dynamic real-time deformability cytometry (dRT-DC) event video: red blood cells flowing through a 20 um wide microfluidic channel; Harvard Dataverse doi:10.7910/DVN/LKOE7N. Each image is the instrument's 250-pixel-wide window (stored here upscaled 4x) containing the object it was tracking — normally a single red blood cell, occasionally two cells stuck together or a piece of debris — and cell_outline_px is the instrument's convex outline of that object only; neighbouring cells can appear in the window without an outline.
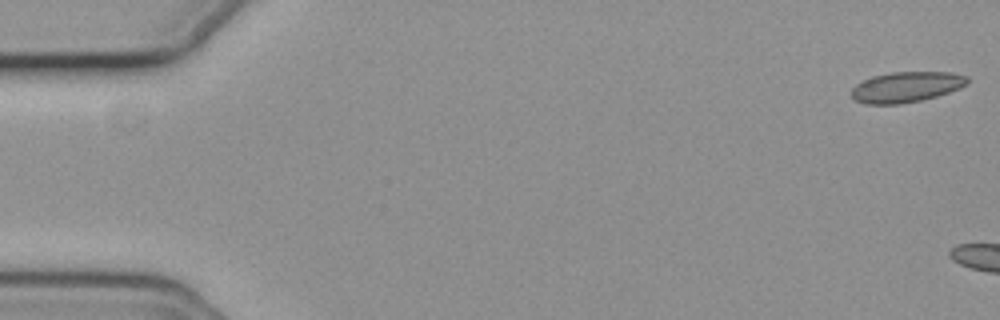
{"species": "common noctule bat (a hibernating species)", "species_latin": "Nyctalus noctula", "temperature_condition": "cold", "stored_images_in_passage": 5, "camera_frame_rate_fps": 3000, "um_per_image_px": 0.085, "animal": {"sex": "female", "body_mass_g": 19.3, "forearm_length_mm": 54.1}, "frame": {"image": 1, "passage_image": 1, "time_ms": 0.0, "image_size_px": [1000, 320], "cell_outline_px": [[968, 84], [960, 88], [936, 96], [920, 100], [900, 104], [864, 104], [852, 100], [852, 88], [856, 84], [872, 76], [892, 72], [952, 72], [968, 76]], "centroid_in_image_um": [77.02, 7.39], "position_along_channel_um": 8.0, "area_um2": 20.69}}